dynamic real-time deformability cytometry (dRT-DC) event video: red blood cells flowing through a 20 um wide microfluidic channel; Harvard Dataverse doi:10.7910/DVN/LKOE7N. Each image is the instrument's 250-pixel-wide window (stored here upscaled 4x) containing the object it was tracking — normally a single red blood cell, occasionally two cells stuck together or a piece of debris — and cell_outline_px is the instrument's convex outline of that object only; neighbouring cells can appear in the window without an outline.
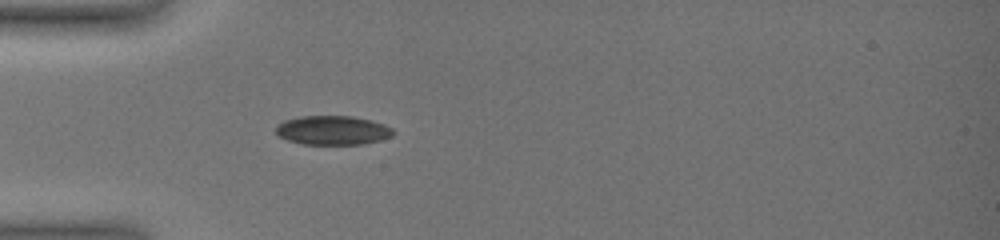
{"species": "common noctule bat (a hibernating species)", "species_latin": "Nyctalus noctula", "temperature_condition": "warm", "stored_images_in_passage": 47, "camera_frame_rate_fps": 3000, "um_per_image_px": 0.085, "animal": {"sex": "female", "body_mass_g": 19.0, "forearm_length_mm": 51.5}, "frame": {"image": 1, "passage_image": 1, "time_ms": 0.0, "image_size_px": [1000, 240], "cell_outline_px": [[396, 132], [392, 136], [380, 140], [364, 144], [300, 144], [288, 140], [280, 136], [276, 132], [276, 128], [284, 120], [300, 116], [352, 116], [372, 120], [384, 124], [392, 128]], "centroid_in_image_um": [28.32, 11.07], "position_along_channel_um": 56.7, "area_um2": 19.94}}
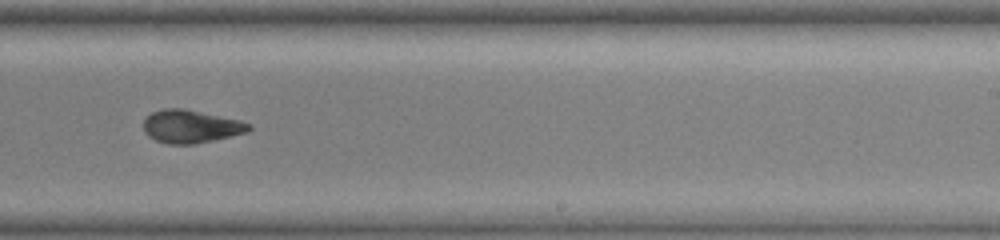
{"frame": {"image": 2, "passage_image": 28, "time_ms": 5.667, "image_size_px": [1000, 240], "cell_outline_px": [[252, 128], [248, 132], [212, 140], [192, 144], [168, 144], [156, 140], [148, 136], [144, 132], [144, 120], [152, 112], [164, 108], [184, 108], [240, 120], [252, 124]], "centroid_in_image_um": [16.23, 10.74], "position_along_channel_um": 272.8, "area_um2": 20.23}}
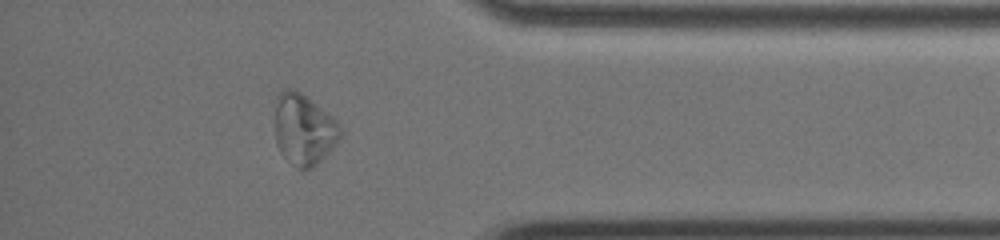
{"frame": {"image": 3, "passage_image": 42, "time_ms": 9.333, "image_size_px": [1000, 240], "cell_outline_px": [[344, 132], [340, 140], [312, 168], [296, 168], [280, 152], [276, 144], [276, 96], [284, 88], [292, 88], [300, 92], [332, 116], [340, 124]], "centroid_in_image_um": [25.84, 10.99], "position_along_channel_um": 409.4, "area_um2": 26.99}, "authors_computed_cell_mechanics": {"area_um2": 20.8658, "velocity_mm_per_s": 3.954, "shape_relaxation_time_tau1_ms": 8.2603, "shape_relaxation_time_tau2_ms": 1.6974, "deformation_change_tau1": 0.1993, "deformation_change_tau2": 0.0665}}